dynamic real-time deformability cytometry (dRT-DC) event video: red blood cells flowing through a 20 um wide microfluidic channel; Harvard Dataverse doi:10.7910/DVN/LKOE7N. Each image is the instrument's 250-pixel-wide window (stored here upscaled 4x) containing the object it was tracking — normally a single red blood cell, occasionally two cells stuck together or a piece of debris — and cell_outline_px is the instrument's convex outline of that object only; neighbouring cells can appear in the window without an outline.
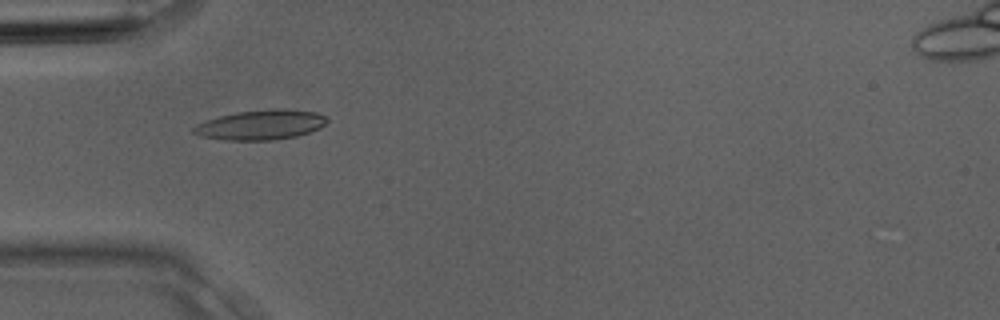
{"species": "Egyptian fruit bat (a non-hibernating species)", "species_latin": "Rousettus aegyptiacus", "temperature_condition": "room temperature", "stored_images_in_passage": 1, "camera_frame_rate_fps": 3000, "um_per_image_px": 0.085, "animal": {"sex": "male"}, "frame": {"image": 1, "passage_image": 1, "time_ms": 0.0, "image_size_px": [1000, 320], "cell_outline_px": [[328, 120], [320, 128], [296, 136], [272, 140], [228, 140], [200, 136], [192, 132], [192, 128], [196, 124], [220, 116], [236, 112], [280, 108], [316, 112], [324, 116]], "centroid_in_image_um": [22.16, 10.61], "position_along_channel_um": 62.8, "area_um2": 22.95}}